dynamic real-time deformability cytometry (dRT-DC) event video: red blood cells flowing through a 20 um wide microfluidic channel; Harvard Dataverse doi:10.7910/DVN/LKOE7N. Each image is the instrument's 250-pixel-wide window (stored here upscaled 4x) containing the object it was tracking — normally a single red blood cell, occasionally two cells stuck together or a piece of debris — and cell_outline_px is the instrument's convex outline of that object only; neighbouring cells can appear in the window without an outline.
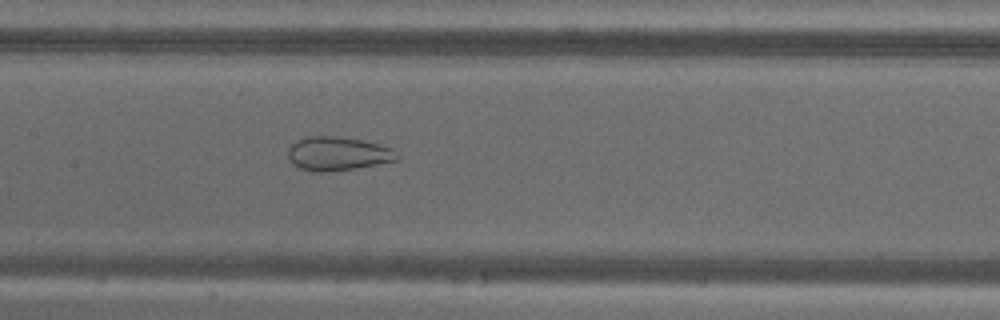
{"species": "common noctule bat (a hibernating species)", "species_latin": "Nyctalus noctula", "temperature_condition": "warm", "stored_images_in_passage": 42, "camera_frame_rate_fps": 3000, "um_per_image_px": 0.085, "animal": {"sex": "male", "body_mass_g": 18.8}, "frame": {"image": 1, "passage_image": 14, "time_ms": 4.333, "image_size_px": [1000, 320], "cell_outline_px": [[400, 160], [356, 168], [324, 172], [312, 172], [300, 168], [292, 164], [288, 156], [288, 148], [296, 140], [308, 136], [336, 136], [364, 140], [380, 144], [392, 148], [400, 156]], "centroid_in_image_um": [28.73, 13.06], "position_along_channel_um": 178.7, "area_um2": 21.73}}
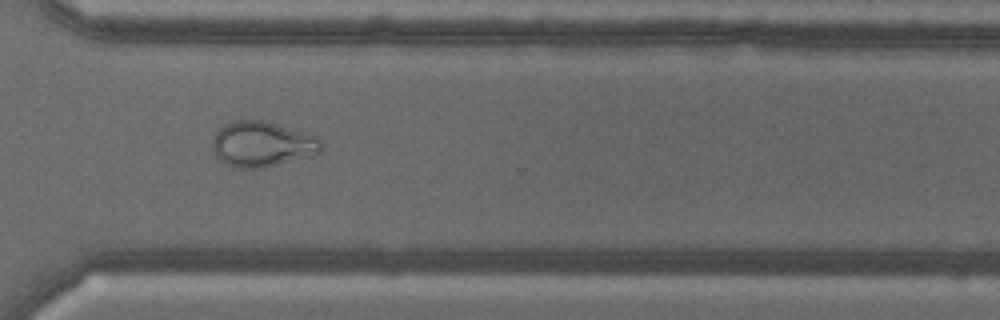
{"frame": {"image": 2, "passage_image": 28, "time_ms": 9.0, "image_size_px": [1000, 320], "cell_outline_px": [[320, 152], [308, 156], [264, 168], [236, 168], [224, 164], [216, 156], [212, 148], [212, 140], [216, 132], [220, 128], [232, 120], [264, 120], [308, 132], [316, 136], [320, 140]], "centroid_in_image_um": [22.25, 12.24], "position_along_channel_um": 348.4, "area_um2": 28.9}}
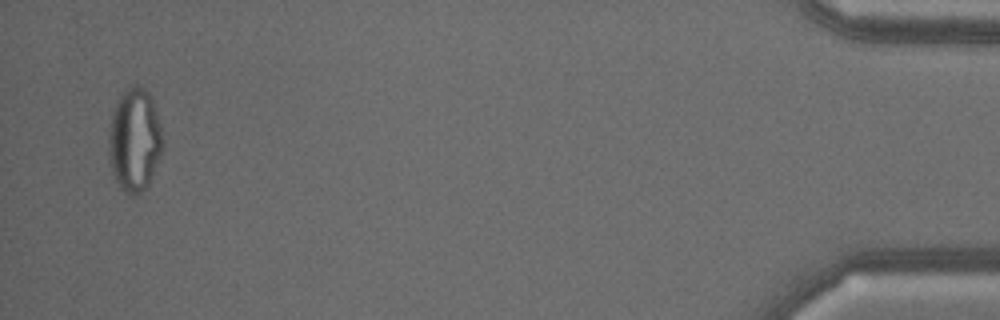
{"frame": {"image": 3, "passage_image": 41, "time_ms": 13.333, "image_size_px": [1000, 320], "cell_outline_px": [[164, 148], [148, 184], [136, 196], [132, 196], [124, 192], [120, 188], [112, 172], [108, 156], [108, 132], [112, 112], [116, 100], [132, 84], [140, 84], [152, 96], [164, 132]], "centroid_in_image_um": [11.45, 11.86], "position_along_channel_um": 423.7, "area_um2": 33.41}, "authors_computed_cell_mechanics": {"area_um2": 29.0156, "velocity_mm_per_s": 3.6599, "shape_relaxation_time_tau1_ms": null, "shape_relaxation_time_tau2_ms": 1.2757, "deformation_change_tau1": null, "deformation_change_tau2": 0.0751}}